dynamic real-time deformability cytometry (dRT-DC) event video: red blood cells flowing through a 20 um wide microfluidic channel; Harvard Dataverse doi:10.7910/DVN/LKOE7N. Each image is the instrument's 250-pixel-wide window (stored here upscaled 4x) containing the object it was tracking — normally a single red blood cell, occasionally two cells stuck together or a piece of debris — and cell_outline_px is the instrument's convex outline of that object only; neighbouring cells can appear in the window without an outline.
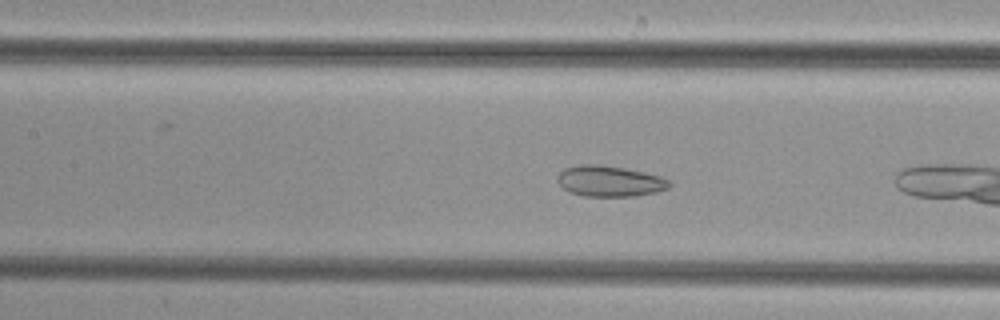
{"species": "common noctule bat (a hibernating species)", "species_latin": "Nyctalus noctula", "temperature_condition": "cold", "stored_images_in_passage": 8, "camera_frame_rate_fps": 3000, "um_per_image_px": 0.085, "animal": {"sex": "female", "body_mass_g": 29.2, "forearm_length_mm": 56.3}, "frame": {"image": 1, "passage_image": 7, "time_ms": 2.0, "image_size_px": [1000, 320], "cell_outline_px": [[672, 184], [668, 188], [656, 192], [632, 196], [584, 196], [572, 192], [564, 188], [556, 180], [556, 176], [564, 168], [580, 164], [600, 164], [624, 168], [644, 172], [660, 176], [668, 180]], "centroid_in_image_um": [51.81, 15.38], "position_along_channel_um": 155.6, "area_um2": 20.06}}